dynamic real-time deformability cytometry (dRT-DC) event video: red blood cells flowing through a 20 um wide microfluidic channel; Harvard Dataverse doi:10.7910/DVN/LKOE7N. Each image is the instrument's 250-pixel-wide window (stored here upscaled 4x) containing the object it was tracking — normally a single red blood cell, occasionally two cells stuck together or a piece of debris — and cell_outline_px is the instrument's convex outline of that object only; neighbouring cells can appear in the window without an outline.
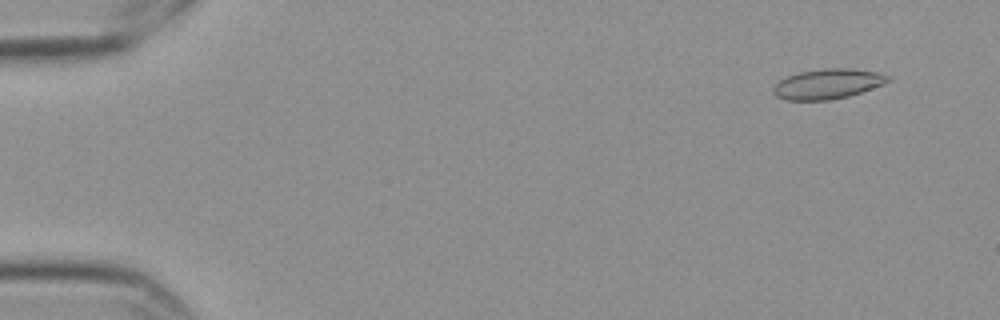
{"species": "Egyptian fruit bat (a non-hibernating species)", "species_latin": "Rousettus aegyptiacus", "temperature_condition": "cold", "stored_images_in_passage": 5, "camera_frame_rate_fps": 3000, "um_per_image_px": 0.085, "frame": {"image": 1, "passage_image": 2, "time_ms": 0.333, "image_size_px": [1000, 320], "cell_outline_px": [[892, 80], [884, 84], [848, 96], [832, 100], [784, 100], [776, 96], [772, 92], [772, 88], [780, 80], [788, 76], [800, 72], [824, 68], [852, 68], [880, 72], [892, 76]], "centroid_in_image_um": [70.39, 7.12], "position_along_channel_um": 14.6, "area_um2": 20.29}}
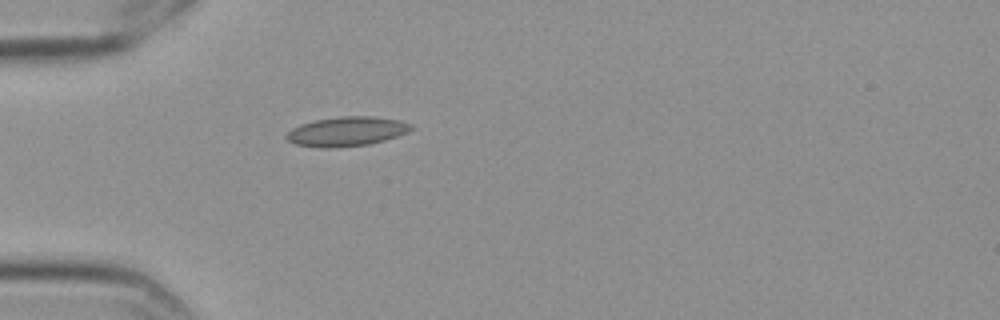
{"frame": {"image": 2, "passage_image": 5, "time_ms": 1.333, "image_size_px": [1000, 320], "cell_outline_px": [[412, 128], [408, 132], [384, 140], [368, 144], [332, 148], [320, 148], [296, 144], [288, 140], [284, 136], [292, 128], [300, 124], [316, 120], [340, 116], [376, 116], [400, 120], [412, 124]], "centroid_in_image_um": [29.46, 11.16], "position_along_channel_um": 55.5, "area_um2": 21.39}}